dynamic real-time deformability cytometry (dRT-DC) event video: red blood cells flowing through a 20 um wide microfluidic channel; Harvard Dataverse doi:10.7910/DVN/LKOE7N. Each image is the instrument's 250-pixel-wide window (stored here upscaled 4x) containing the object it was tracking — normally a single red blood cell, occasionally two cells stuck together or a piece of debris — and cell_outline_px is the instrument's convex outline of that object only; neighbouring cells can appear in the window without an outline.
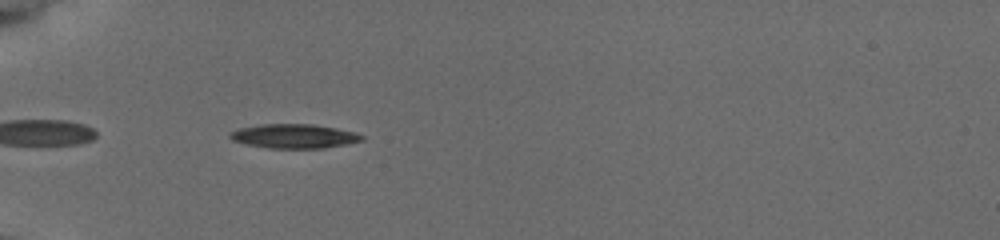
{"species": "common noctule bat (a hibernating species)", "species_latin": "Nyctalus noctula", "temperature_condition": "cold", "stored_images_in_passage": 40, "camera_frame_rate_fps": 3000, "um_per_image_px": 0.085, "animal": {"sex": "female", "body_mass_g": 19.5, "forearm_length_mm": 54.1}, "frame": {"image": 1, "passage_image": 4, "time_ms": 1.0, "image_size_px": [1000, 240], "cell_outline_px": [[364, 140], [324, 148], [268, 148], [248, 144], [232, 140], [228, 136], [228, 132], [240, 128], [260, 124], [312, 124], [336, 128], [352, 132], [364, 136]], "centroid_in_image_um": [24.95, 11.57], "position_along_channel_um": 60.0, "area_um2": 18.44}}
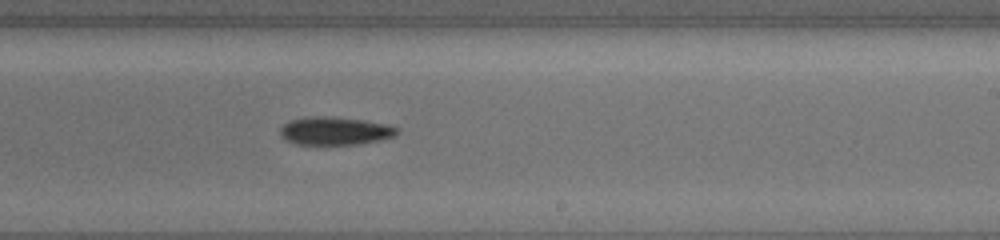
{"frame": {"image": 2, "passage_image": 21, "time_ms": 6.667, "image_size_px": [1000, 240], "cell_outline_px": [[400, 132], [396, 136], [356, 144], [296, 144], [284, 140], [280, 136], [280, 128], [288, 120], [312, 116], [324, 116], [364, 120], [392, 124], [400, 128]], "centroid_in_image_um": [28.49, 11.12], "position_along_channel_um": 260.5, "area_um2": 19.31}}
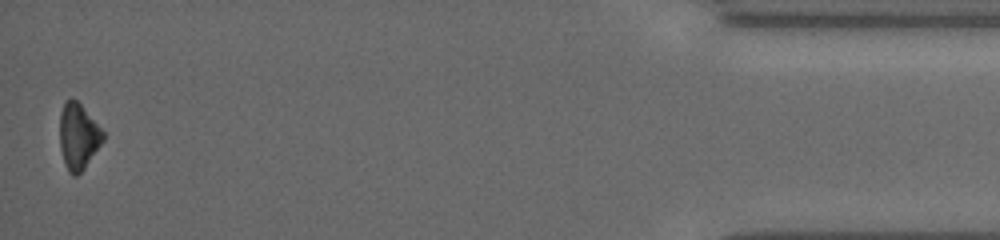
{"frame": {"image": 3, "passage_image": 40, "time_ms": 13.0, "image_size_px": [1000, 240], "cell_outline_px": [[104, 140], [84, 168], [76, 176], [72, 176], [68, 172], [64, 164], [60, 148], [60, 112], [64, 100], [72, 96], [80, 104], [104, 132]], "centroid_in_image_um": [6.63, 11.58], "position_along_channel_um": 428.6, "area_um2": 16.7}, "authors_computed_cell_mechanics": {"area_um2": 18.4671, "velocity_mm_per_s": 3.7836, "shape_relaxation_time_tau1_ms": 5.508, "shape_relaxation_time_tau2_ms": null, "deformation_change_tau1": 0.141, "deformation_change_tau2": null}}